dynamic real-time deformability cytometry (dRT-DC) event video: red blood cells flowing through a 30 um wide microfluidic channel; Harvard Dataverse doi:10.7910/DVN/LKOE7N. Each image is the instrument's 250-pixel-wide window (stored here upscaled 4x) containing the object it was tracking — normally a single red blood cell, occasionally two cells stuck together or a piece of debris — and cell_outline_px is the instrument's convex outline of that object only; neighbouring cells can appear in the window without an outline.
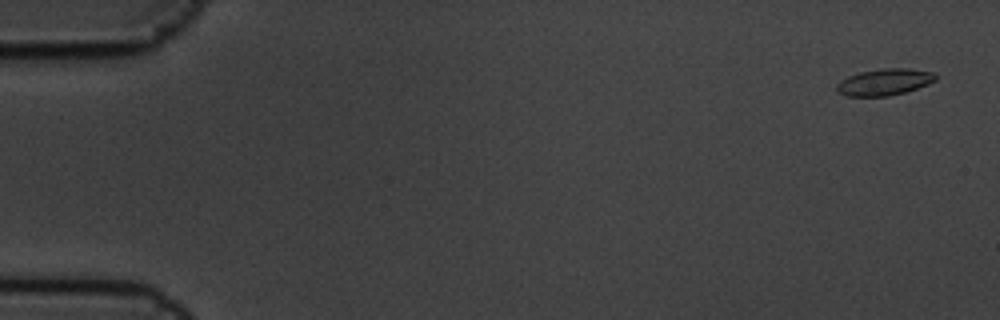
{"species": "common noctule bat (a hibernating species)", "species_latin": "Nyctalus noctula", "temperature_condition": "cold", "stored_images_in_passage": 7, "camera_frame_rate_fps": 3000, "um_per_image_px": 0.085, "animal": {"sex": "male", "body_mass_g": 19.5, "forearm_length_mm": 54.6}, "frame": {"image": 1, "passage_image": 1, "time_ms": 0.0, "image_size_px": [1000, 320], "cell_outline_px": [[936, 80], [928, 84], [904, 92], [888, 96], [848, 96], [836, 92], [836, 84], [840, 80], [848, 76], [860, 72], [884, 68], [908, 68], [932, 72], [936, 76]], "centroid_in_image_um": [75.14, 6.97], "position_along_channel_um": 9.9, "area_um2": 15.26}}
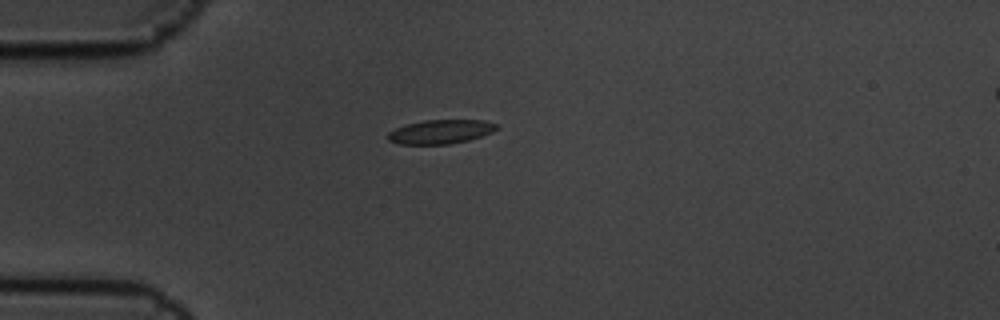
{"frame": {"image": 2, "passage_image": 5, "time_ms": 1.333, "image_size_px": [1000, 320], "cell_outline_px": [[496, 128], [492, 132], [468, 140], [448, 144], [400, 144], [388, 140], [388, 132], [396, 128], [408, 124], [424, 120], [484, 120], [496, 124]], "centroid_in_image_um": [37.43, 11.19], "position_along_channel_um": 47.6, "area_um2": 14.97}}
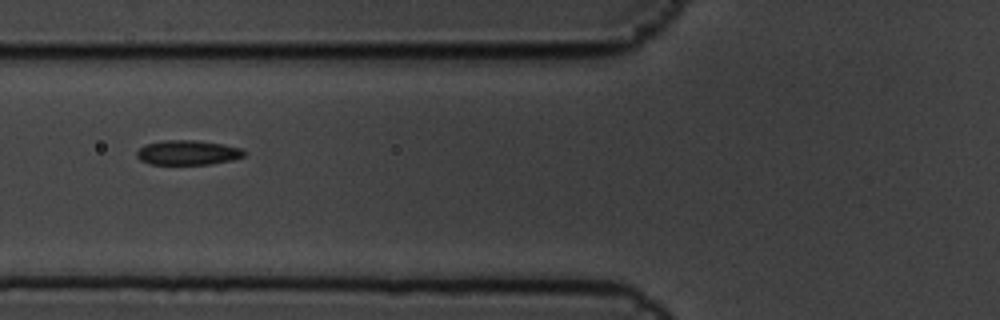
{"frame": {"image": 3, "passage_image": 7, "time_ms": 2.0, "image_size_px": [1000, 320], "cell_outline_px": [[248, 152], [244, 156], [232, 160], [208, 164], [152, 164], [140, 160], [136, 156], [136, 152], [144, 144], [164, 140], [192, 140], [224, 144], [244, 148]], "centroid_in_image_um": [15.99, 12.96], "position_along_channel_um": 109.8, "area_um2": 15.55}}